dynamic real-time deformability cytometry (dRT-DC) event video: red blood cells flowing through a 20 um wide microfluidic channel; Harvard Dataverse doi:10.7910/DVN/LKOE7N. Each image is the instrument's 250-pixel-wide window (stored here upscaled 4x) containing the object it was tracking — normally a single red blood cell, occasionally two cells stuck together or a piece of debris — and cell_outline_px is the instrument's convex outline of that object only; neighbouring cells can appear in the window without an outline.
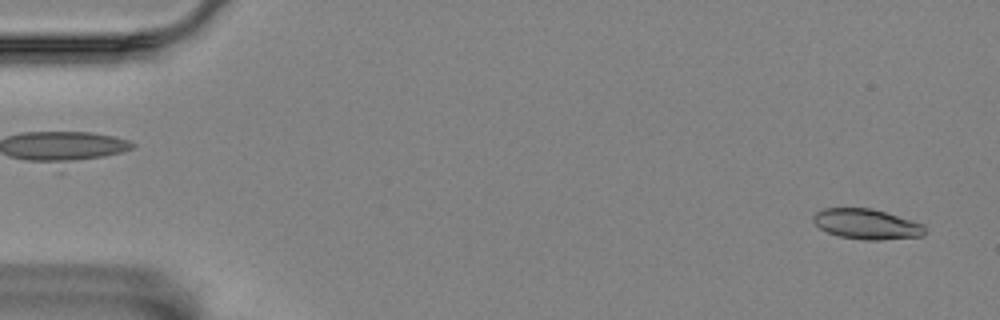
{"species": "Egyptian fruit bat (a non-hibernating species)", "species_latin": "Rousettus aegyptiacus", "temperature_condition": "room temperature", "stored_images_in_passage": 5, "segment_of_instrument_passage": [2, 2], "camera_frame_rate_fps": 3000, "um_per_image_px": 0.085, "animal": {"sex": "female"}, "frame": {"image": 1, "passage_image": 5, "time_ms": 1.333, "image_size_px": [1000, 320], "cell_outline_px": [[924, 236], [880, 240], [864, 240], [840, 236], [828, 232], [820, 228], [812, 220], [812, 216], [816, 212], [824, 208], [872, 208], [924, 224]], "centroid_in_image_um": [73.66, 19.05], "position_along_channel_um": 11.3, "area_um2": 19.59}}